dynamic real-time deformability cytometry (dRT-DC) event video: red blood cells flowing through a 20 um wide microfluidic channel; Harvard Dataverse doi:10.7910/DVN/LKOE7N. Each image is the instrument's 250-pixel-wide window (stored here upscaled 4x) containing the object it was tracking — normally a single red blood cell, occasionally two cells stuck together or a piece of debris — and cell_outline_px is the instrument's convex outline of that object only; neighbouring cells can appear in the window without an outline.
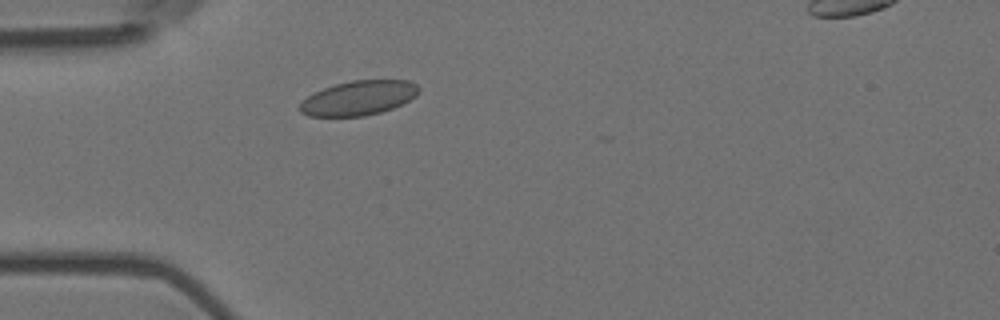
{"species": "Egyptian fruit bat (a non-hibernating species)", "species_latin": "Rousettus aegyptiacus", "temperature_condition": "room temperature", "stored_images_in_passage": 3, "camera_frame_rate_fps": 3000, "um_per_image_px": 0.085, "animal": {"sex": "female"}, "frame": {"image": 1, "passage_image": 3, "time_ms": 0.667, "image_size_px": [1000, 320], "cell_outline_px": [[420, 92], [416, 96], [392, 108], [380, 112], [364, 116], [308, 116], [300, 112], [300, 104], [308, 96], [324, 88], [336, 84], [352, 80], [408, 80], [416, 84], [420, 88]], "centroid_in_image_um": [30.5, 8.32], "position_along_channel_um": 54.5, "area_um2": 23.7}}